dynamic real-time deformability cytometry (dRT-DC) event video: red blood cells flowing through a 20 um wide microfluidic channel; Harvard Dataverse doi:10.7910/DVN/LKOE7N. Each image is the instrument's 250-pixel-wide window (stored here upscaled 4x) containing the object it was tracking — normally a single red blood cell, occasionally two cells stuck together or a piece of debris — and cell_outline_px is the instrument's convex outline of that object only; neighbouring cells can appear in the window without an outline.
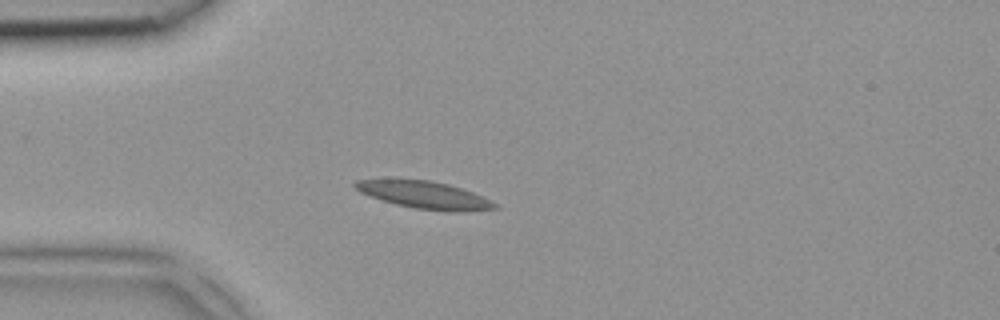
{"species": "common noctule bat (a hibernating species)", "species_latin": "Nyctalus noctula", "temperature_condition": "room temperature", "stored_images_in_passage": 4, "camera_frame_rate_fps": 3000, "um_per_image_px": 0.085, "animal": {"sex": "female", "body_mass_g": 18.4}, "frame": {"image": 1, "passage_image": 4, "time_ms": 1.0, "image_size_px": [1000, 320], "cell_outline_px": [[500, 208], [460, 212], [452, 212], [416, 208], [396, 204], [360, 192], [352, 184], [356, 180], [392, 176], [396, 176], [432, 180], [448, 184], [472, 192], [496, 204]], "centroid_in_image_um": [35.98, 16.51], "position_along_channel_um": 49.0, "area_um2": 22.83}}